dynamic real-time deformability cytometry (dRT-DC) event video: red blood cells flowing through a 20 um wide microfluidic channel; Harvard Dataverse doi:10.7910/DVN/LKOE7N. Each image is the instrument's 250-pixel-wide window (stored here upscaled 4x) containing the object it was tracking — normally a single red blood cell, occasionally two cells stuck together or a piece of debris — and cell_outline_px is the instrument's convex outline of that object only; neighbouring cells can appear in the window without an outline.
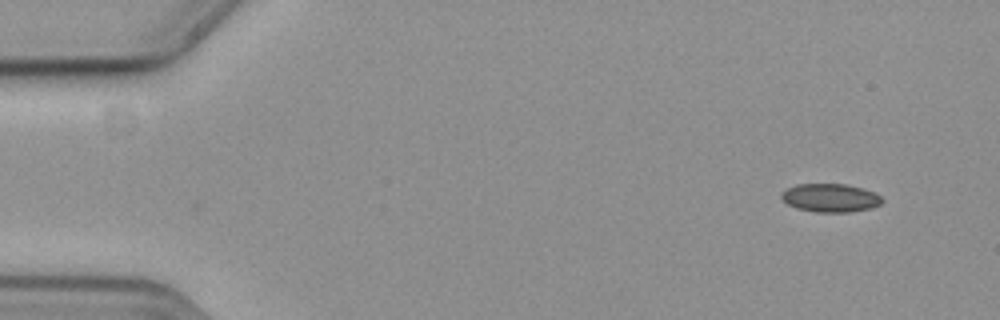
{"species": "common noctule bat (a hibernating species)", "species_latin": "Nyctalus noctula", "temperature_condition": "cold", "stored_images_in_passage": 53, "camera_frame_rate_fps": 3000, "um_per_image_px": 0.085, "animal": {"sex": "female", "body_mass_g": 19.3, "forearm_length_mm": 54.1}, "frame": {"image": 1, "passage_image": 1, "time_ms": 0.0, "image_size_px": [1000, 320], "cell_outline_px": [[884, 200], [880, 204], [872, 208], [848, 212], [816, 212], [796, 208], [788, 204], [780, 196], [788, 188], [796, 184], [844, 184], [860, 188], [872, 192], [880, 196]], "centroid_in_image_um": [70.58, 16.82], "position_along_channel_um": 14.4, "area_um2": 16.42}}
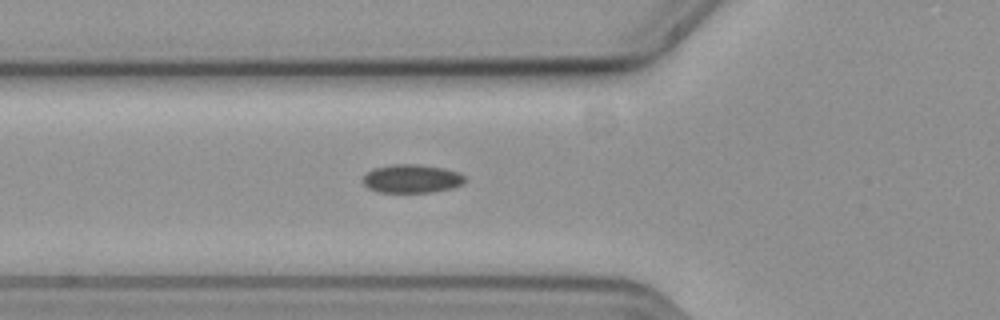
{"frame": {"image": 2, "passage_image": 17, "time_ms": 5.333, "image_size_px": [1000, 320], "cell_outline_px": [[464, 180], [460, 184], [452, 188], [428, 192], [380, 192], [368, 188], [364, 184], [364, 176], [372, 168], [392, 164], [420, 164], [444, 168], [460, 172], [464, 176]], "centroid_in_image_um": [34.99, 15.17], "position_along_channel_um": 90.8, "area_um2": 16.82}}
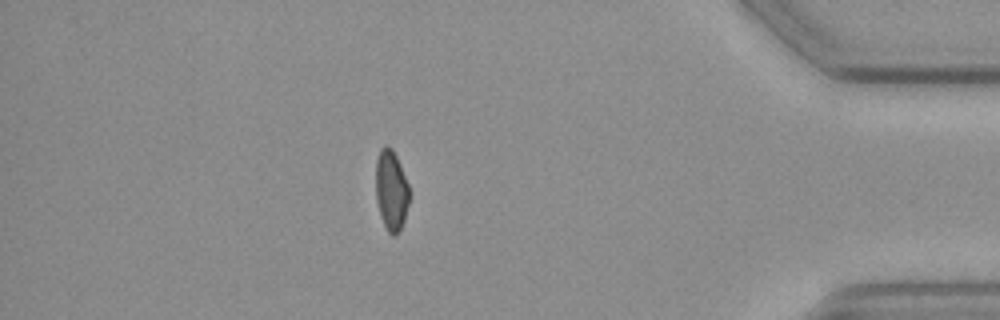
{"frame": {"image": 3, "passage_image": 46, "time_ms": 15.0, "image_size_px": [1000, 320], "cell_outline_px": [[408, 204], [404, 220], [400, 232], [396, 236], [392, 236], [388, 232], [380, 216], [376, 200], [376, 160], [380, 148], [384, 144], [388, 144], [392, 148], [400, 164], [408, 184]], "centroid_in_image_um": [33.24, 16.17], "position_along_channel_um": 402.0, "area_um2": 15.84}}